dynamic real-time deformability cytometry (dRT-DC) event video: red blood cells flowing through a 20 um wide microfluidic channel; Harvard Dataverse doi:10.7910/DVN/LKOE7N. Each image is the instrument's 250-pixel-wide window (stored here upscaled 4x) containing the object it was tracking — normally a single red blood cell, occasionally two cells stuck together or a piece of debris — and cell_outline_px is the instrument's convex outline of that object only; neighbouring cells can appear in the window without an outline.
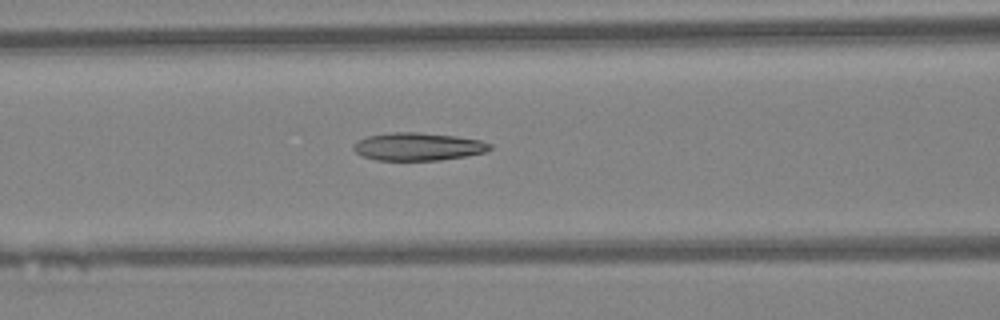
{"species": "Egyptian fruit bat (a non-hibernating species)", "species_latin": "Rousettus aegyptiacus", "temperature_condition": "warm", "stored_images_in_passage": 47, "camera_frame_rate_fps": 3000, "um_per_image_px": 0.085, "animal": {"sex": "female"}, "frame": {"image": 1, "passage_image": 20, "time_ms": 6.333, "image_size_px": [1000, 320], "cell_outline_px": [[492, 148], [484, 152], [464, 156], [440, 160], [376, 160], [364, 156], [356, 152], [352, 148], [360, 140], [368, 136], [392, 132], [416, 132], [456, 136], [480, 140], [492, 144]], "centroid_in_image_um": [35.56, 12.46], "position_along_channel_um": 131.0, "area_um2": 21.85}}
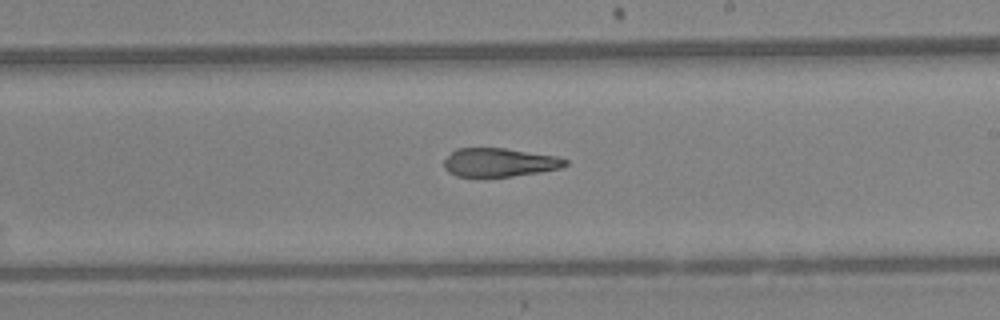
{"frame": {"image": 2, "passage_image": 28, "time_ms": 9.0, "image_size_px": [1000, 320], "cell_outline_px": [[568, 164], [560, 168], [540, 172], [512, 176], [456, 176], [448, 172], [444, 168], [444, 160], [456, 148], [504, 148], [556, 156], [568, 160]], "centroid_in_image_um": [42.44, 13.8], "position_along_channel_um": 246.6, "area_um2": 20.06}}
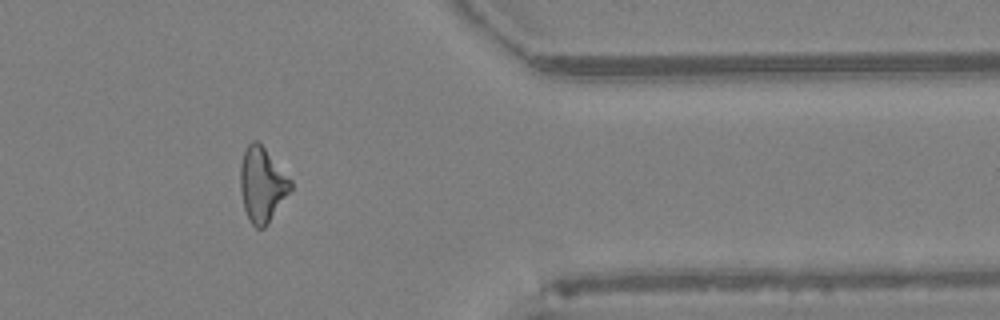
{"frame": {"image": 3, "passage_image": 39, "time_ms": 12.667, "image_size_px": [1000, 320], "cell_outline_px": [[292, 188], [268, 224], [264, 228], [256, 228], [248, 220], [244, 208], [240, 188], [240, 164], [244, 148], [252, 140], [256, 140], [264, 148], [292, 180]], "centroid_in_image_um": [22.26, 15.7], "position_along_channel_um": 389.1, "area_um2": 21.91}, "authors_computed_cell_mechanics": {"area_um2": 22.1374, "velocity_mm_per_s": 4.367, "shape_relaxation_time_tau1_ms": null, "shape_relaxation_time_tau2_ms": 4.3008, "deformation_change_tau1": null, "deformation_change_tau2": 0.1676}}